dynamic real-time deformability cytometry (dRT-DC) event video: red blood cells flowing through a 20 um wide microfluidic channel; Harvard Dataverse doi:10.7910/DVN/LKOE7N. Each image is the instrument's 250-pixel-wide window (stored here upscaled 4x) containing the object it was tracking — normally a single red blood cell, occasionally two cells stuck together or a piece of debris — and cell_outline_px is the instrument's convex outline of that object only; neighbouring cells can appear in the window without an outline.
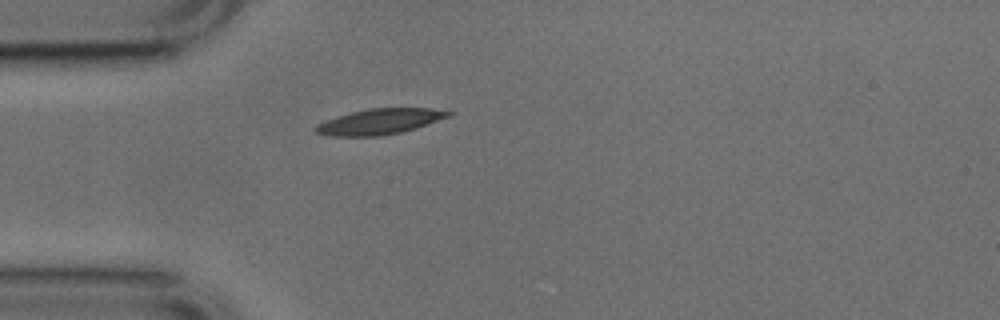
{"species": "common noctule bat (a hibernating species)", "species_latin": "Nyctalus noctula", "temperature_condition": "cold", "stored_images_in_passage": 39, "camera_frame_rate_fps": 3000, "um_per_image_px": 0.085, "animal": {"sex": "male", "body_mass_g": 17.9, "forearm_length_mm": 54.2}, "frame": {"image": 1, "passage_image": 1, "time_ms": 0.0, "image_size_px": [1000, 320], "cell_outline_px": [[456, 112], [452, 116], [416, 128], [400, 132], [380, 136], [332, 136], [316, 132], [312, 128], [316, 124], [324, 120], [352, 112], [368, 108], [432, 108]], "centroid_in_image_um": [32.3, 10.32], "position_along_channel_um": 52.7, "area_um2": 19.94}}
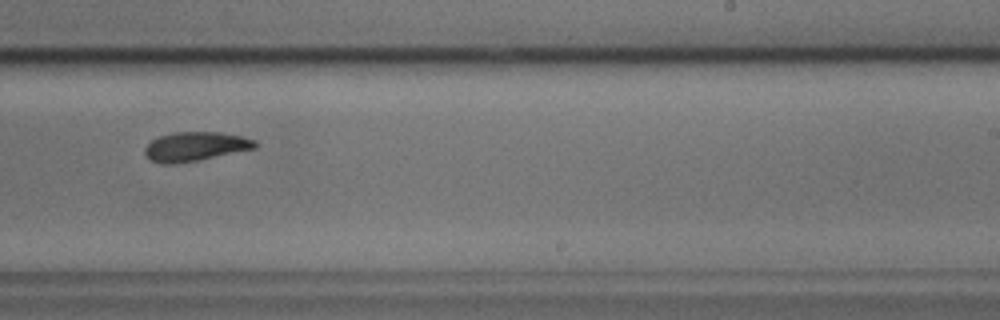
{"frame": {"image": 2, "passage_image": 19, "time_ms": 6.0, "image_size_px": [1000, 320], "cell_outline_px": [[260, 144], [256, 148], [196, 160], [172, 164], [160, 164], [148, 160], [144, 152], [144, 148], [152, 140], [160, 136], [172, 132], [220, 132], [244, 136], [256, 140]], "centroid_in_image_um": [16.6, 12.44], "position_along_channel_um": 272.4, "area_um2": 18.84}}
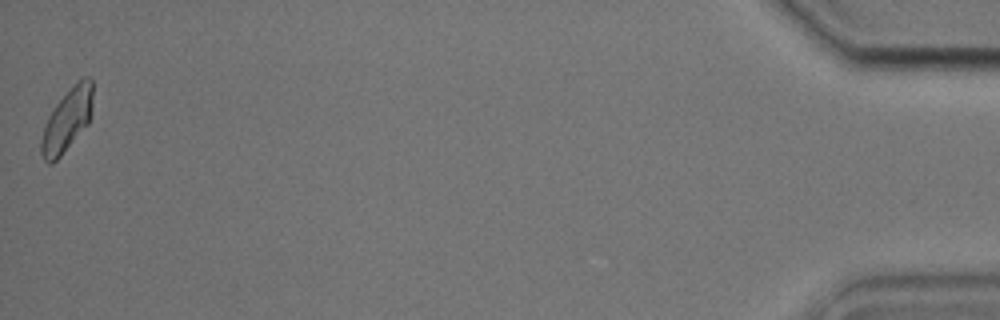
{"frame": {"image": 3, "passage_image": 39, "time_ms": 12.667, "image_size_px": [1000, 320], "cell_outline_px": [[92, 112], [88, 124], [60, 156], [52, 164], [48, 164], [44, 160], [40, 152], [40, 140], [48, 116], [56, 104], [84, 76], [88, 76], [92, 80]], "centroid_in_image_um": [5.69, 10.25], "position_along_channel_um": 429.5, "area_um2": 18.5}, "authors_computed_cell_mechanics": {"area_um2": 18.6694, "velocity_mm_per_s": 3.7806, "shape_relaxation_time_tau1_ms": 6.5554, "shape_relaxation_time_tau2_ms": 6.7265, "deformation_change_tau1": 0.1779, "deformation_change_tau2": 0.1365}}